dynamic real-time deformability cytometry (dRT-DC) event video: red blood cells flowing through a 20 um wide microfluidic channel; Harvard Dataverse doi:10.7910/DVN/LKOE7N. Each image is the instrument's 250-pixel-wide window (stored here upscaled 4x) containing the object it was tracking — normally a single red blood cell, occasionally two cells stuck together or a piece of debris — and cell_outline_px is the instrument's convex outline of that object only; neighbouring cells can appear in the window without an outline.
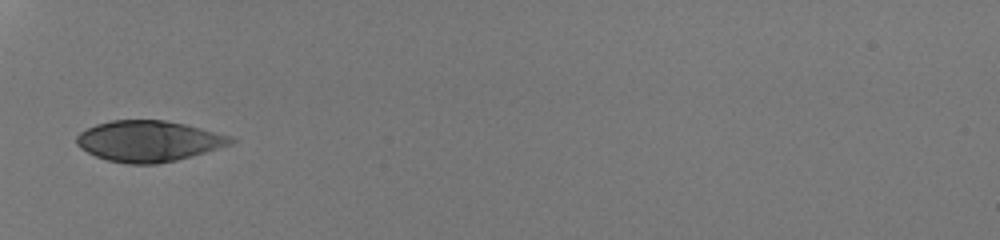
{"species": "human", "species_latin": "Homo sapiens", "temperature_condition": "room temperature", "stored_images_in_passage": 31, "camera_frame_rate_fps": 3000, "um_per_image_px": 0.085, "donor": {"sex": "male"}, "frame": {"image": 1, "passage_image": 1, "time_ms": 0.0, "image_size_px": [1000, 240], "cell_outline_px": [[236, 140], [232, 144], [192, 156], [176, 160], [156, 164], [128, 164], [108, 160], [96, 156], [80, 148], [76, 144], [76, 136], [80, 132], [96, 124], [112, 120], [164, 120], [184, 124], [232, 136]], "centroid_in_image_um": [12.63, 11.99], "position_along_channel_um": 72.4, "area_um2": 36.65}}
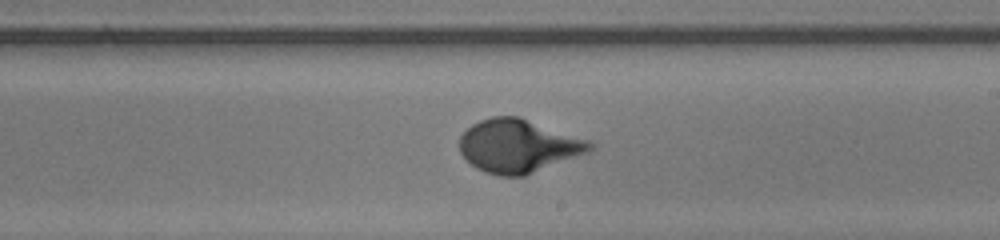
{"frame": {"image": 2, "passage_image": 14, "time_ms": 4.333, "image_size_px": [1000, 240], "cell_outline_px": [[596, 148], [588, 152], [524, 176], [500, 176], [484, 172], [476, 168], [460, 152], [460, 136], [472, 124], [480, 120], [492, 116], [520, 116], [588, 140], [596, 144]], "centroid_in_image_um": [44.07, 12.4], "position_along_channel_um": 244.9, "area_um2": 40.34}}
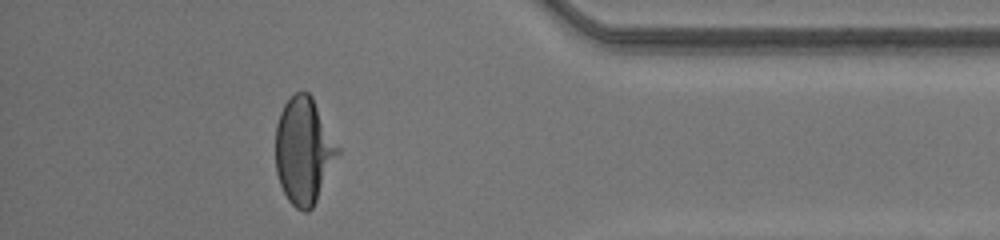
{"frame": {"image": 3, "passage_image": 27, "time_ms": 8.667, "image_size_px": [1000, 240], "cell_outline_px": [[340, 152], [312, 208], [308, 212], [304, 212], [296, 208], [288, 200], [280, 184], [276, 172], [276, 124], [280, 112], [284, 104], [296, 92], [308, 92], [312, 96], [340, 148]], "centroid_in_image_um": [25.81, 12.81], "position_along_channel_um": 409.4, "area_um2": 38.38}}